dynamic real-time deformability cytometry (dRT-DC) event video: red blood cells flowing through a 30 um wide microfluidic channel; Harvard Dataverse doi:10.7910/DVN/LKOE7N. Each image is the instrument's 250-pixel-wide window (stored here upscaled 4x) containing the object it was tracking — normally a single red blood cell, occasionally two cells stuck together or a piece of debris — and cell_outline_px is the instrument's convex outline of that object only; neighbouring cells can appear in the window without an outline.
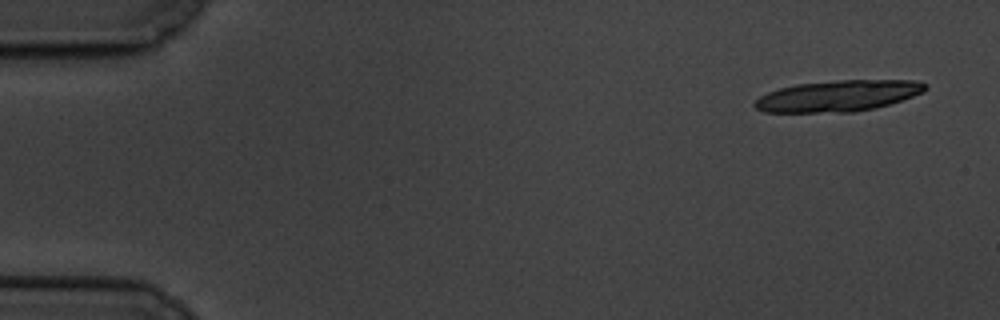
{"species": "common noctule bat (a hibernating species)", "species_latin": "Nyctalus noctula", "temperature_condition": "cold", "stored_images_in_passage": 5, "camera_frame_rate_fps": 3000, "um_per_image_px": 0.085, "animal": {"sex": "male", "body_mass_g": 19.5, "forearm_length_mm": 54.6}, "frame": {"image": 1, "passage_image": 1, "time_ms": 0.0, "image_size_px": [1000, 320], "cell_outline_px": [[928, 88], [924, 92], [888, 104], [872, 108], [852, 112], [764, 112], [756, 108], [752, 104], [760, 96], [768, 92], [780, 88], [796, 84], [840, 80], [916, 80], [928, 84]], "centroid_in_image_um": [71.24, 8.14], "position_along_channel_um": 13.8, "area_um2": 30.81}}